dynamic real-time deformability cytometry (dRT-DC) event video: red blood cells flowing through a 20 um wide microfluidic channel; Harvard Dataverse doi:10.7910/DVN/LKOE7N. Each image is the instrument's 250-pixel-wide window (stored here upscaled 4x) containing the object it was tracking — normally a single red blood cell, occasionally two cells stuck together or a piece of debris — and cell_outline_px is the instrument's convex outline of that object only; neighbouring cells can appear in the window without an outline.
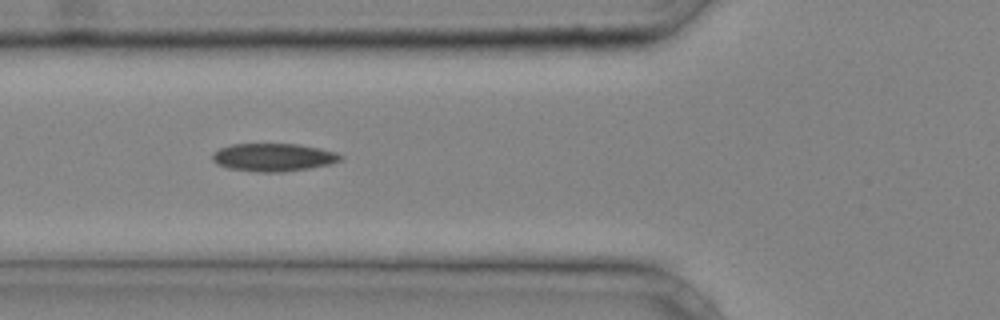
{"species": "common noctule bat (a hibernating species)", "species_latin": "Nyctalus noctula", "temperature_condition": "cold", "stored_images_in_passage": 30, "camera_frame_rate_fps": 3000, "um_per_image_px": 0.085, "animal": {"sex": "male", "body_mass_g": 20.4}, "frame": {"image": 1, "passage_image": 5, "time_ms": 1.333, "image_size_px": [1000, 320], "cell_outline_px": [[344, 156], [340, 160], [332, 164], [308, 168], [280, 172], [260, 172], [228, 168], [216, 164], [212, 160], [212, 152], [220, 148], [232, 144], [300, 144], [320, 148], [336, 152]], "centroid_in_image_um": [23.23, 13.36], "position_along_channel_um": 102.6, "area_um2": 20.92}}